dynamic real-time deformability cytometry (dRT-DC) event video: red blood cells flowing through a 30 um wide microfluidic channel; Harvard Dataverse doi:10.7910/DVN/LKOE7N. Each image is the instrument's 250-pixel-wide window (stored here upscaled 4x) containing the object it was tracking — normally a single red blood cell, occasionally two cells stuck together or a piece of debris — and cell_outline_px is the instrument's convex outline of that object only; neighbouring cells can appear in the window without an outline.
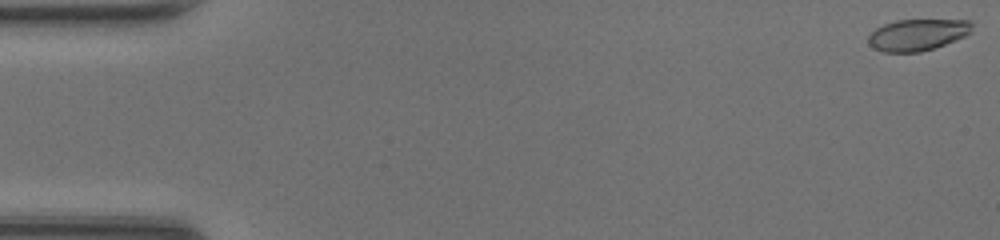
{"species": "common noctule bat (a hibernating species)", "species_latin": "Nyctalus noctula", "temperature_condition": "room temperature", "stored_images_in_passage": 48, "camera_frame_rate_fps": 3000, "um_per_image_px": 0.085, "animal": {"sex": "female", "body_mass_g": 20.0, "forearm_length_mm": 54.0}, "frame": {"image": 1, "passage_image": 1, "time_ms": 0.0, "image_size_px": [1000, 240], "cell_outline_px": [[972, 32], [964, 36], [944, 44], [920, 52], [884, 52], [868, 44], [868, 36], [876, 28], [884, 24], [896, 20], [972, 20]], "centroid_in_image_um": [77.99, 2.94], "position_along_channel_um": 7.0, "area_um2": 18.9}}
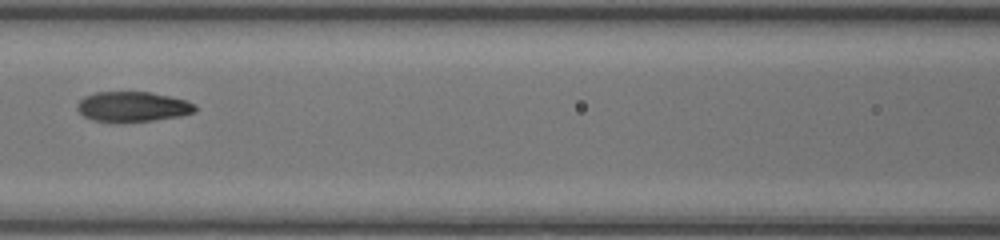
{"frame": {"image": 2, "passage_image": 22, "time_ms": 7.0, "image_size_px": [1000, 240], "cell_outline_px": [[196, 112], [180, 116], [152, 120], [92, 120], [84, 116], [76, 108], [76, 104], [84, 96], [96, 92], [152, 92], [184, 100], [196, 104]], "centroid_in_image_um": [11.28, 9.04], "position_along_channel_um": 155.3, "area_um2": 20.17}}
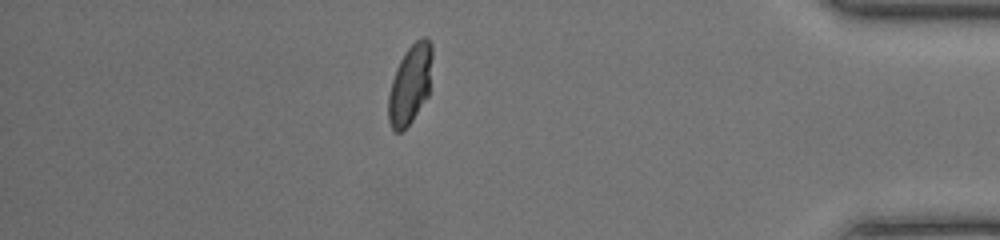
{"frame": {"image": 3, "passage_image": 42, "time_ms": 13.667, "image_size_px": [1000, 240], "cell_outline_px": [[432, 56], [428, 96], [412, 120], [400, 132], [392, 132], [388, 120], [388, 96], [392, 80], [396, 68], [404, 52], [420, 36], [428, 36], [432, 44]], "centroid_in_image_um": [34.85, 7.14], "position_along_channel_um": 400.3, "area_um2": 20.4}, "authors_computed_cell_mechanics": {"area_um2": 20.4034, "velocity_mm_per_s": 4.3035, "shape_relaxation_time_tau1_ms": 7.0624, "shape_relaxation_time_tau2_ms": null, "deformation_change_tau1": 0.284, "deformation_change_tau2": null}}